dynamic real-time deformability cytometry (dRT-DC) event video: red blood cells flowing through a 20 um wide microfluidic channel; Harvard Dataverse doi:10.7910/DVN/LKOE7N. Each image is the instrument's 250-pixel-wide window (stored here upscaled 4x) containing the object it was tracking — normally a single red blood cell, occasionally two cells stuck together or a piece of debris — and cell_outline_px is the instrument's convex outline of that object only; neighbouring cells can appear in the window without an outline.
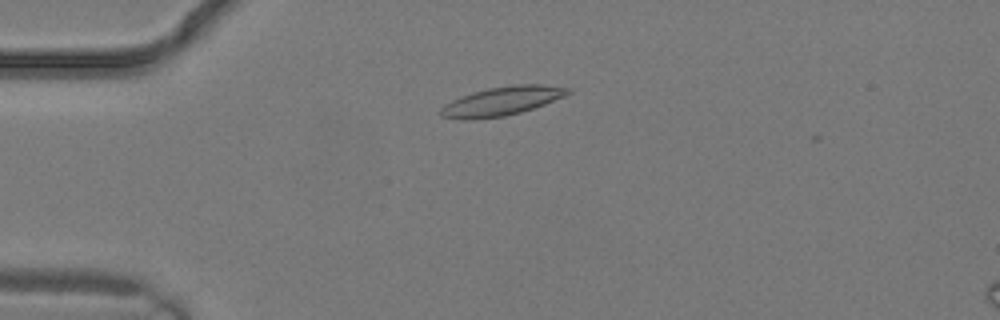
{"species": "common noctule bat (a hibernating species)", "species_latin": "Nyctalus noctula", "temperature_condition": "warm", "stored_images_in_passage": 1, "camera_frame_rate_fps": 3000, "um_per_image_px": 0.085, "animal": {"sex": "male", "body_mass_g": 19.2, "forearm_length_mm": 51.8}, "frame": {"image": 1, "passage_image": 1, "time_ms": 0.0, "image_size_px": [1000, 320], "cell_outline_px": [[572, 92], [564, 96], [544, 104], [520, 112], [504, 116], [472, 120], [460, 120], [440, 116], [440, 108], [444, 104], [460, 96], [472, 92], [488, 88], [516, 84], [544, 84], [572, 88]], "centroid_in_image_um": [42.63, 8.59], "position_along_channel_um": 42.4, "area_um2": 21.56}}